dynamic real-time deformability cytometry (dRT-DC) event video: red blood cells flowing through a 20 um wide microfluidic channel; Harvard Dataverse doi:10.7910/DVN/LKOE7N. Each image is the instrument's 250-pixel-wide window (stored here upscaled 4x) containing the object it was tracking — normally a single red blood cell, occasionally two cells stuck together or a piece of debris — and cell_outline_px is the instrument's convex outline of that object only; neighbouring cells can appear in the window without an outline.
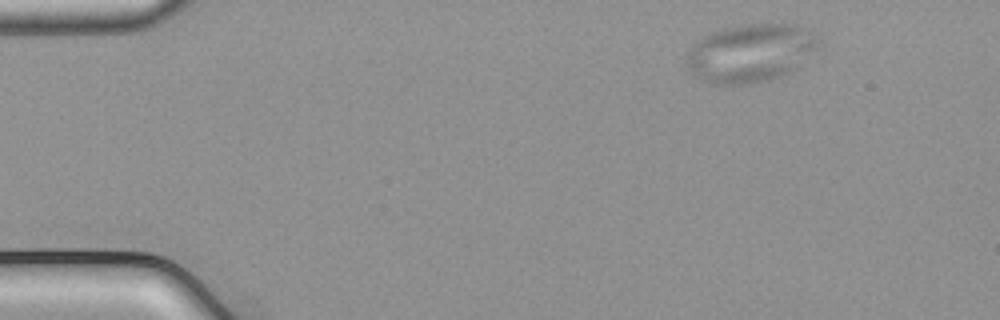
{"species": "common noctule bat (a hibernating species)", "species_latin": "Nyctalus noctula", "temperature_condition": "cold", "stored_images_in_passage": 48, "camera_frame_rate_fps": 3000, "um_per_image_px": 0.085, "animal": {"sex": "male", "body_mass_g": 21.5, "forearm_length_mm": 52.0}, "frame": {"image": 1, "passage_image": 1, "time_ms": 0.0, "image_size_px": [1000, 320], "cell_outline_px": [[820, 44], [816, 48], [788, 72], [780, 76], [768, 80], [744, 84], [712, 84], [700, 80], [692, 76], [688, 64], [688, 52], [692, 44], [704, 36], [712, 32], [724, 28], [744, 24], [796, 24], [820, 36]], "centroid_in_image_um": [63.75, 4.49], "position_along_channel_um": 21.2, "area_um2": 44.39}}
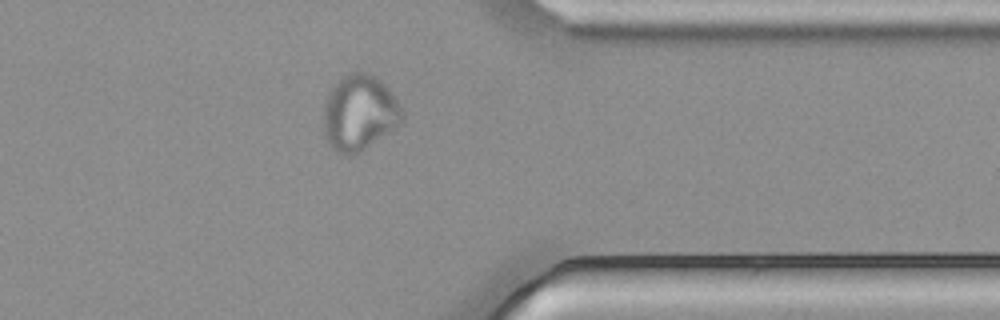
{"frame": {"image": 2, "passage_image": 37, "time_ms": 12.0, "image_size_px": [1000, 320], "cell_outline_px": [[404, 116], [392, 128], [364, 148], [352, 156], [348, 156], [336, 152], [328, 144], [324, 136], [324, 104], [328, 92], [344, 76], [352, 72], [368, 72], [376, 76], [388, 88], [400, 104]], "centroid_in_image_um": [30.5, 9.58], "position_along_channel_um": 380.9, "area_um2": 34.1}}
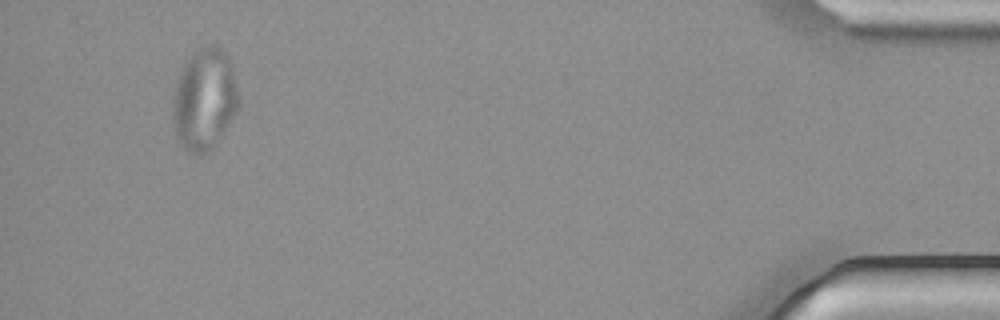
{"frame": {"image": 3, "passage_image": 45, "time_ms": 14.667, "image_size_px": [1000, 320], "cell_outline_px": [[240, 104], [236, 112], [216, 144], [208, 152], [188, 152], [180, 144], [176, 132], [172, 112], [172, 104], [180, 72], [188, 56], [200, 48], [208, 44], [216, 44], [228, 52], [232, 64], [240, 96]], "centroid_in_image_um": [17.42, 8.38], "position_along_channel_um": 417.8, "area_um2": 39.25}}